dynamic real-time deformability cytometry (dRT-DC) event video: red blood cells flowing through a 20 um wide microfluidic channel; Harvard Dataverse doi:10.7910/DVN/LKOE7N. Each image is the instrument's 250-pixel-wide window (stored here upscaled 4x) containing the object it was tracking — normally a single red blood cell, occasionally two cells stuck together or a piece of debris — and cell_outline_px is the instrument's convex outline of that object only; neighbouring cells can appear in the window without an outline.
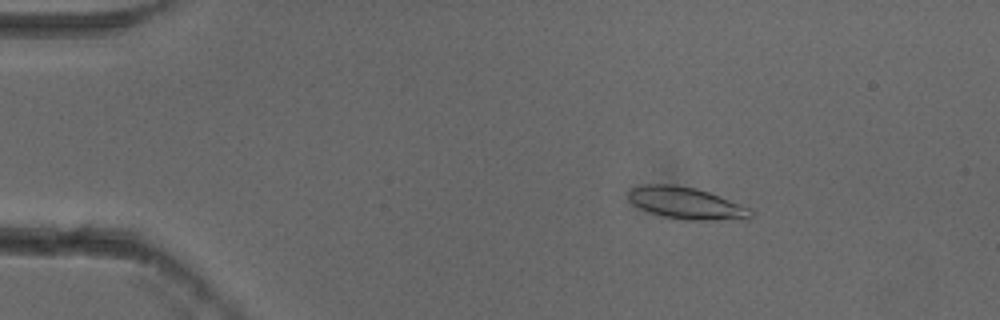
{"species": "common noctule bat (a hibernating species)", "species_latin": "Nyctalus noctula", "temperature_condition": "cold", "stored_images_in_passage": 54, "camera_frame_rate_fps": 3000, "um_per_image_px": 0.085, "animal": {"sex": "female"}, "frame": {"image": 1, "passage_image": 9, "time_ms": 2.667, "image_size_px": [1000, 320], "cell_outline_px": [[752, 216], [748, 220], [684, 220], [664, 216], [640, 208], [628, 200], [628, 192], [632, 188], [644, 184], [672, 184], [696, 188], [708, 192], [748, 208], [752, 212]], "centroid_in_image_um": [58.32, 17.27], "position_along_channel_um": 26.7, "area_um2": 22.54}}
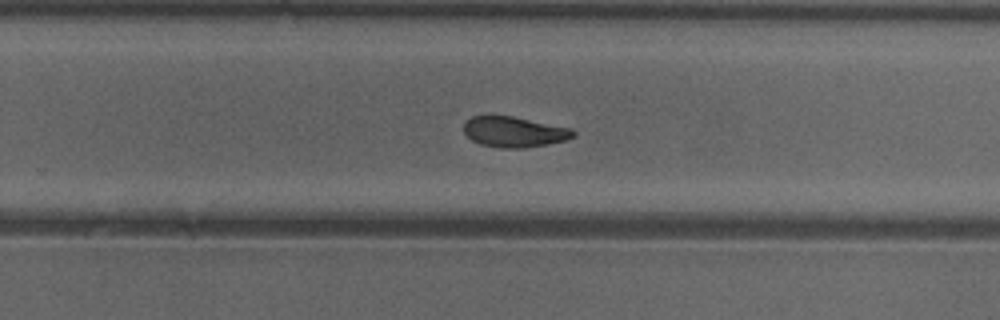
{"frame": {"image": 2, "passage_image": 35, "time_ms": 11.333, "image_size_px": [1000, 320], "cell_outline_px": [[576, 136], [564, 140], [524, 148], [500, 148], [480, 144], [472, 140], [464, 132], [464, 124], [472, 116], [512, 116], [572, 128], [576, 132]], "centroid_in_image_um": [43.71, 11.21], "position_along_channel_um": 286.1, "area_um2": 19.31}}
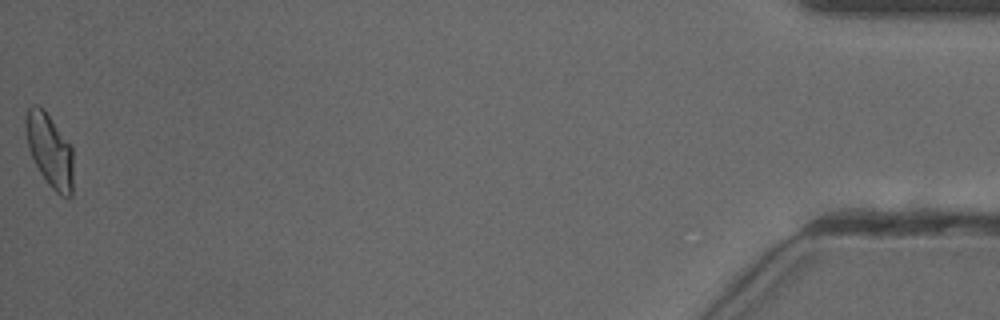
{"frame": {"image": 3, "passage_image": 54, "time_ms": 17.667, "image_size_px": [1000, 320], "cell_outline_px": [[72, 196], [68, 200], [60, 196], [48, 184], [40, 172], [28, 148], [24, 128], [24, 120], [28, 108], [32, 104], [40, 104], [44, 108], [72, 144]], "centroid_in_image_um": [4.22, 12.74], "position_along_channel_um": 431.0, "area_um2": 20.87}, "authors_computed_cell_mechanics": {"area_um2": 20.4323, "velocity_mm_per_s": 3.8469, "shape_relaxation_time_tau1_ms": 6.7861, "shape_relaxation_time_tau2_ms": 4.7531, "deformation_change_tau1": 0.1668, "deformation_change_tau2": 0.1179}}